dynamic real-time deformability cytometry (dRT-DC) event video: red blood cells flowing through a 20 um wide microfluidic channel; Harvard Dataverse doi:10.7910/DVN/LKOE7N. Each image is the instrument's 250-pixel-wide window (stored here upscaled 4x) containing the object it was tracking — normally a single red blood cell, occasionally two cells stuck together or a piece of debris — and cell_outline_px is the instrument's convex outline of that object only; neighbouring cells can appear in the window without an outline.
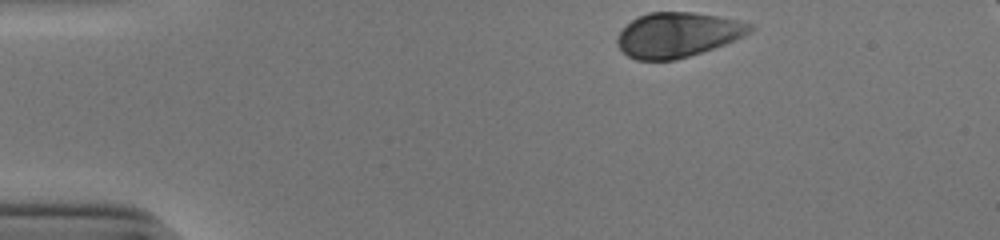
{"species": "human", "species_latin": "Homo sapiens", "temperature_condition": "cold", "stored_images_in_passage": 35, "camera_frame_rate_fps": 3000, "um_per_image_px": 0.085, "donor": {"sex": "male"}, "frame": {"image": 1, "passage_image": 1, "time_ms": 0.0, "image_size_px": [1000, 240], "cell_outline_px": [[756, 28], [752, 32], [744, 36], [724, 44], [688, 56], [672, 60], [636, 60], [628, 56], [616, 44], [616, 36], [636, 16], [648, 12], [692, 12], [716, 16], [752, 24]], "centroid_in_image_um": [57.58, 2.95], "position_along_channel_um": 27.4, "area_um2": 34.45}}
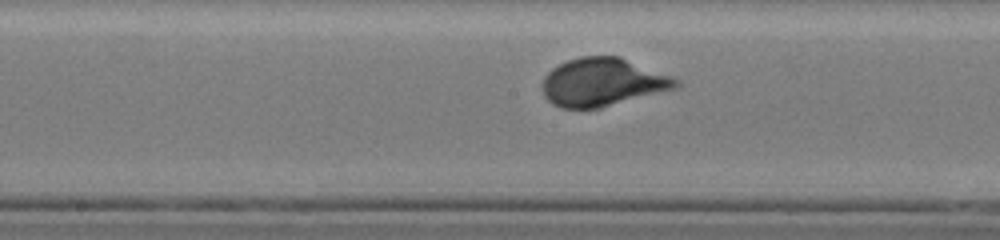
{"frame": {"image": 2, "passage_image": 20, "time_ms": 6.333, "image_size_px": [1000, 240], "cell_outline_px": [[680, 84], [676, 88], [596, 108], [560, 108], [552, 104], [544, 96], [544, 76], [552, 68], [568, 60], [580, 56], [620, 56], [672, 76], [680, 80]], "centroid_in_image_um": [51.22, 6.97], "position_along_channel_um": 197.0, "area_um2": 37.05}}
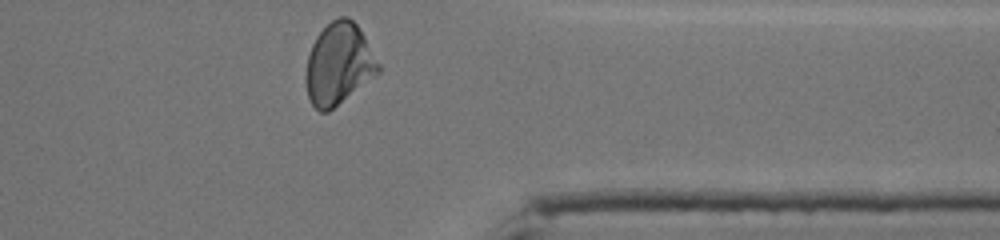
{"frame": {"image": 3, "passage_image": 35, "time_ms": 11.333, "image_size_px": [1000, 240], "cell_outline_px": [[380, 72], [328, 112], [320, 112], [312, 104], [308, 96], [304, 76], [308, 56], [312, 44], [316, 36], [332, 20], [340, 16], [348, 16], [356, 24], [364, 36], [380, 64]], "centroid_in_image_um": [28.78, 5.44], "position_along_channel_um": 382.6, "area_um2": 34.28}, "authors_computed_cell_mechanics": {"area_um2": 35.547, "velocity_mm_per_s": 3.8575, "shape_relaxation_time_tau1_ms": 3.2347, "shape_relaxation_time_tau2_ms": null, "deformation_change_tau1": 0.1538, "deformation_change_tau2": null}}